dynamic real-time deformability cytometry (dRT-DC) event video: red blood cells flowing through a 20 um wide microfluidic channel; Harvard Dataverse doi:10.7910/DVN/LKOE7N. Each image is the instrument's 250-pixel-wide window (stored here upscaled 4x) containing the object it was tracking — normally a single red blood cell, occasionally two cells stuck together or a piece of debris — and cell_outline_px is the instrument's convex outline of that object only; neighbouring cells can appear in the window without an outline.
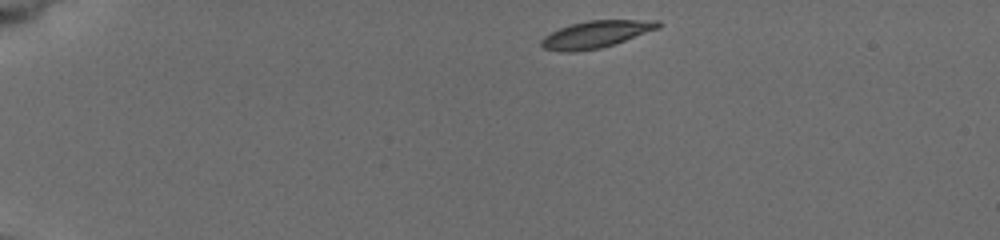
{"species": "common noctule bat (a hibernating species)", "species_latin": "Nyctalus noctula", "temperature_condition": "cold", "stored_images_in_passage": 35, "camera_frame_rate_fps": 3000, "um_per_image_px": 0.085, "animal": {"sex": "female", "body_mass_g": 19.5, "forearm_length_mm": 54.1}, "frame": {"image": 1, "passage_image": 1, "time_ms": 0.0, "image_size_px": [1000, 240], "cell_outline_px": [[664, 24], [660, 28], [600, 48], [576, 52], [560, 52], [544, 48], [540, 44], [540, 40], [544, 36], [560, 28], [572, 24], [588, 20], [660, 20]], "centroid_in_image_um": [50.66, 2.91], "position_along_channel_um": 34.3, "area_um2": 18.38}}
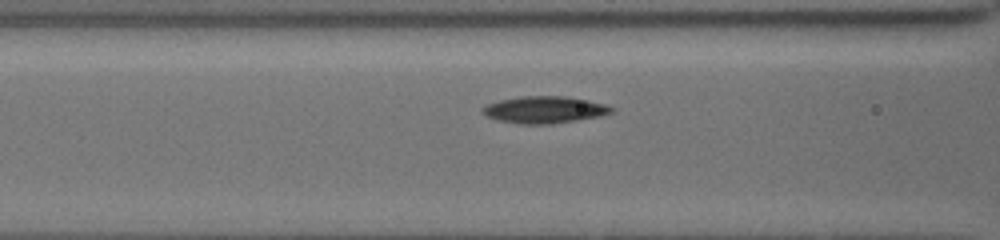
{"frame": {"image": 2, "passage_image": 25, "time_ms": 4.333, "image_size_px": [1000, 240], "cell_outline_px": [[616, 112], [600, 116], [552, 124], [524, 124], [496, 120], [484, 116], [480, 112], [480, 108], [484, 104], [500, 100], [520, 96], [564, 96], [588, 100], [604, 104], [616, 108]], "centroid_in_image_um": [46.24, 9.33], "position_along_channel_um": 120.4, "area_um2": 20.58}}
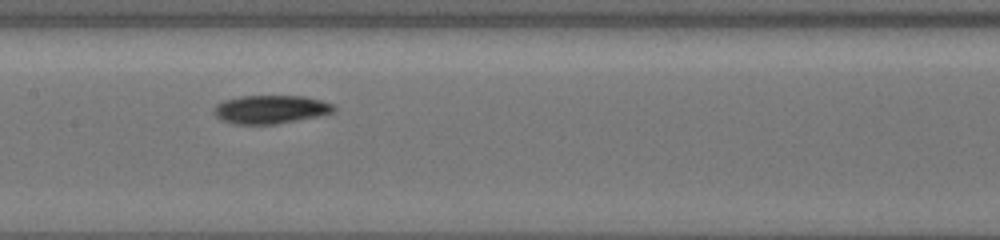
{"frame": {"image": 3, "passage_image": 34, "time_ms": 6.0, "image_size_px": [1000, 240], "cell_outline_px": [[336, 108], [332, 112], [316, 116], [276, 124], [236, 124], [220, 120], [212, 112], [212, 108], [216, 104], [224, 100], [240, 96], [304, 96], [336, 104]], "centroid_in_image_um": [22.95, 9.29], "position_along_channel_um": 184.4, "area_um2": 19.88}}